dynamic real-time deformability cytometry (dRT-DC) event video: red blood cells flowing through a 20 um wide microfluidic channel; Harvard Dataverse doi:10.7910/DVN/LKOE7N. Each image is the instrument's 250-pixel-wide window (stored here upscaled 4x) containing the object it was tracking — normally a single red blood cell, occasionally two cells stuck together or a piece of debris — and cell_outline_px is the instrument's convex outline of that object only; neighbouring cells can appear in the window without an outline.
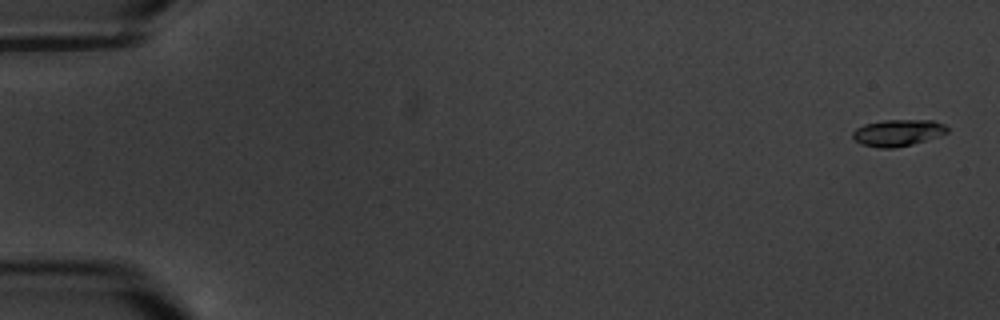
{"species": "common noctule bat (a hibernating species)", "species_latin": "Nyctalus noctula", "temperature_condition": "warm", "stored_images_in_passage": 6, "camera_frame_rate_fps": 3000, "um_per_image_px": 0.085, "animal": {"sex": "male", "body_mass_g": 20.1, "forearm_length_mm": 53.5}, "frame": {"image": 1, "passage_image": 1, "time_ms": 0.0, "image_size_px": [1000, 320], "cell_outline_px": [[948, 132], [912, 144], [892, 148], [880, 148], [860, 144], [852, 136], [852, 132], [856, 128], [864, 124], [884, 120], [932, 120], [944, 124], [948, 128]], "centroid_in_image_um": [76.28, 11.28], "position_along_channel_um": 8.7, "area_um2": 14.51}}
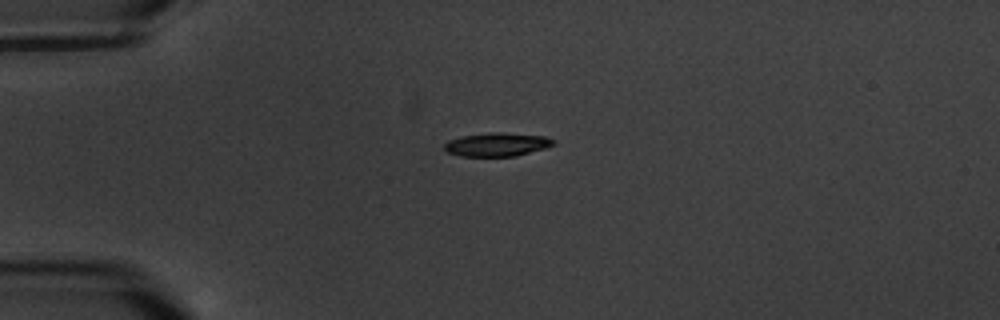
{"frame": {"image": 2, "passage_image": 5, "time_ms": 4.667, "image_size_px": [1000, 320], "cell_outline_px": [[556, 144], [544, 148], [516, 156], [460, 156], [448, 152], [444, 148], [444, 144], [448, 140], [464, 136], [488, 132], [500, 132], [544, 136], [556, 140]], "centroid_in_image_um": [42.26, 12.28], "position_along_channel_um": 42.7, "area_um2": 14.91}}